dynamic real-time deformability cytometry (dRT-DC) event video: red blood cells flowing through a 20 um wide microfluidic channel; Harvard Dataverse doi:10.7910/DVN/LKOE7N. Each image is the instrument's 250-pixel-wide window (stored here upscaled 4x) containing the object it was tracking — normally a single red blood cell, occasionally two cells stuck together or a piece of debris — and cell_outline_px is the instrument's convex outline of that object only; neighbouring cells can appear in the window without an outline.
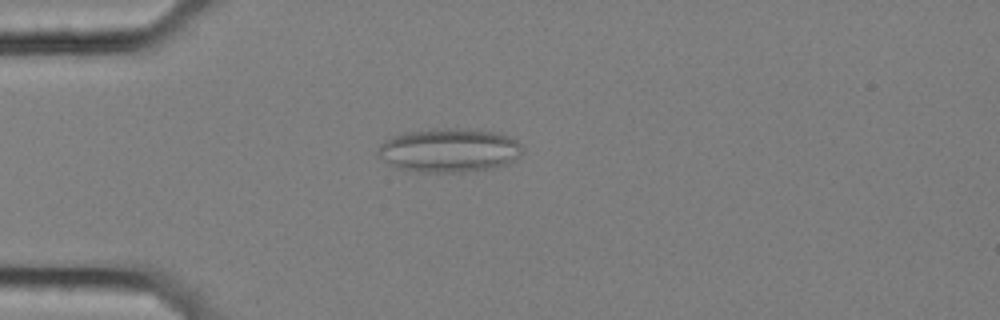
{"species": "common noctule bat (a hibernating species)", "species_latin": "Nyctalus noctula", "temperature_condition": "cold", "stored_images_in_passage": 39, "camera_frame_rate_fps": 3000, "um_per_image_px": 0.085, "animal": {"sex": "female", "body_mass_g": 25.1}, "frame": {"image": 1, "passage_image": 13, "time_ms": 4.0, "image_size_px": [1000, 320], "cell_outline_px": [[520, 156], [496, 168], [460, 172], [424, 172], [396, 168], [388, 164], [376, 152], [380, 144], [404, 132], [448, 128], [468, 128], [496, 132], [508, 136], [516, 140], [520, 144]], "centroid_in_image_um": [38.18, 12.77], "position_along_channel_um": 46.8, "area_um2": 36.7}}
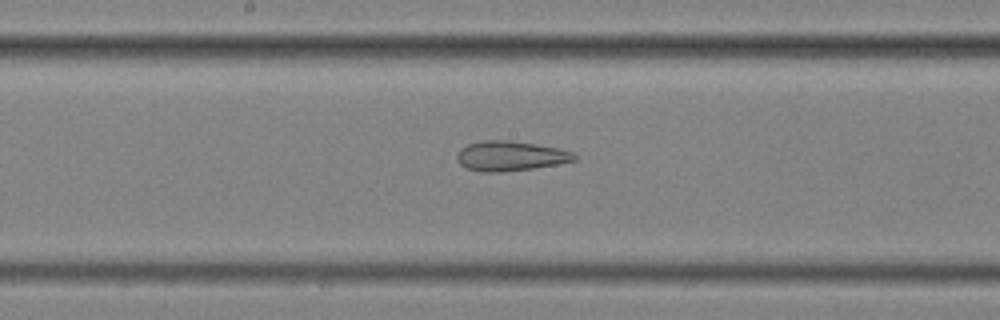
{"frame": {"image": 2, "passage_image": 28, "time_ms": 9.0, "image_size_px": [1000, 320], "cell_outline_px": [[576, 160], [556, 164], [532, 168], [500, 172], [480, 172], [464, 168], [456, 160], [456, 156], [460, 148], [468, 144], [480, 140], [508, 140], [536, 144], [560, 148], [576, 152]], "centroid_in_image_um": [43.35, 13.25], "position_along_channel_um": 204.8, "area_um2": 20.63}}
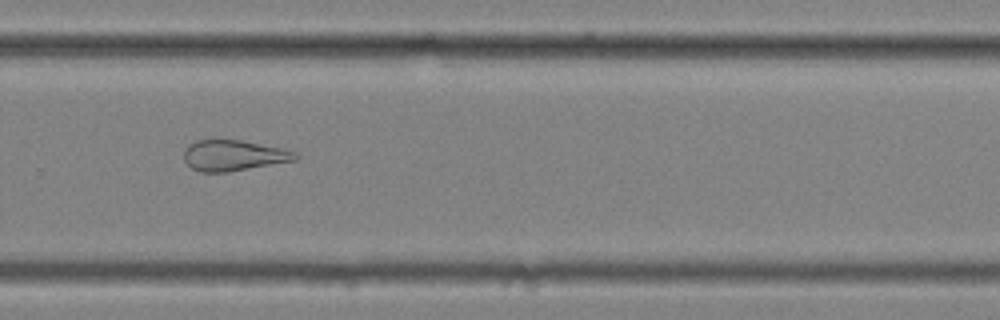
{"frame": {"image": 3, "passage_image": 37, "time_ms": 12.0, "image_size_px": [1000, 320], "cell_outline_px": [[300, 156], [296, 160], [228, 172], [200, 172], [192, 168], [184, 160], [184, 148], [188, 144], [196, 140], [212, 136], [240, 140], [284, 148], [296, 152]], "centroid_in_image_um": [19.81, 13.17], "position_along_channel_um": 310.0, "area_um2": 20.69}}